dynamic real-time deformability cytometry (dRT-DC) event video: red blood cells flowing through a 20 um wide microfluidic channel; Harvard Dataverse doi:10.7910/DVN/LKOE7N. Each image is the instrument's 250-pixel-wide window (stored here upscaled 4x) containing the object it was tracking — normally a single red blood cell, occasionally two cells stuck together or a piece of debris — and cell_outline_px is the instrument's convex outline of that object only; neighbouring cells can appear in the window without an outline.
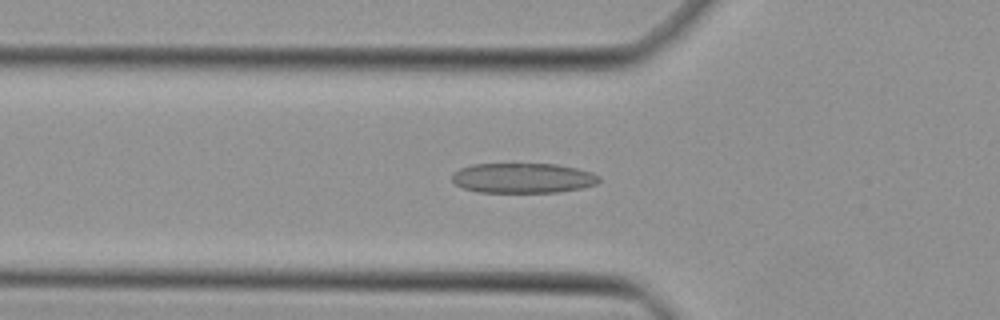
{"species": "Egyptian fruit bat (a non-hibernating species)", "species_latin": "Rousettus aegyptiacus", "temperature_condition": "cold", "stored_images_in_passage": 46, "camera_frame_rate_fps": 3000, "um_per_image_px": 0.085, "animal": {"sex": "female"}, "frame": {"image": 1, "passage_image": 15, "time_ms": 4.667, "image_size_px": [1000, 320], "cell_outline_px": [[600, 180], [596, 184], [580, 188], [556, 192], [476, 192], [464, 188], [456, 184], [452, 180], [452, 172], [460, 168], [472, 164], [556, 164], [576, 168], [592, 172], [600, 176]], "centroid_in_image_um": [44.43, 15.13], "position_along_channel_um": 81.4, "area_um2": 25.72}}
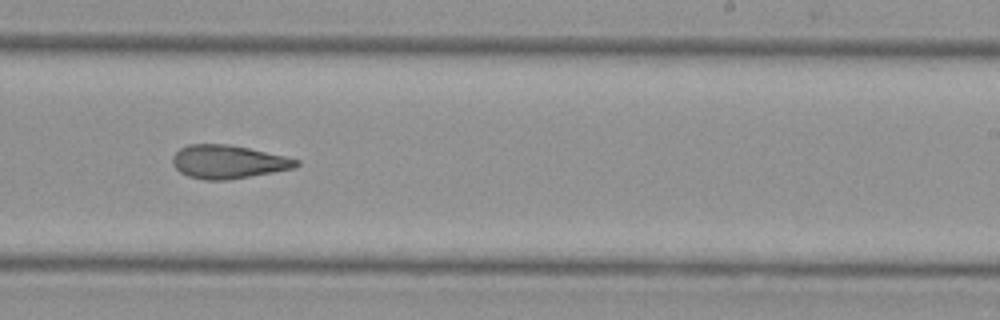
{"frame": {"image": 2, "passage_image": 28, "time_ms": 9.0, "image_size_px": [1000, 320], "cell_outline_px": [[300, 164], [296, 168], [224, 180], [204, 180], [188, 176], [180, 172], [172, 164], [172, 156], [180, 148], [188, 144], [228, 144], [248, 148], [284, 156], [300, 160]], "centroid_in_image_um": [19.37, 13.75], "position_along_channel_um": 269.6, "area_um2": 23.93}}
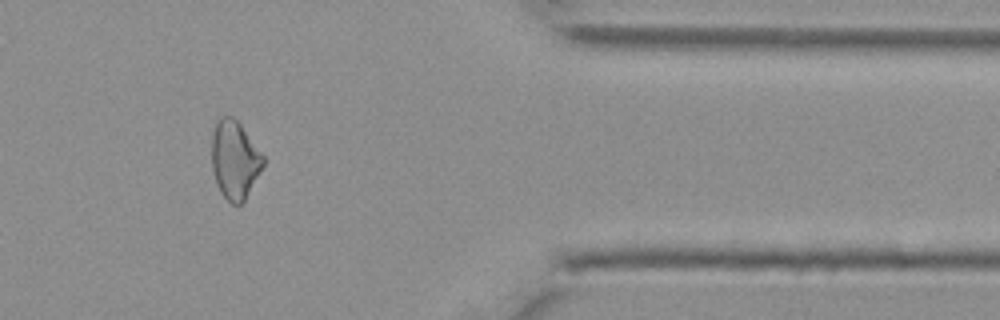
{"frame": {"image": 3, "passage_image": 38, "time_ms": 12.333, "image_size_px": [1000, 320], "cell_outline_px": [[264, 164], [244, 200], [240, 204], [232, 204], [220, 192], [216, 184], [212, 168], [212, 136], [216, 120], [220, 116], [232, 116], [240, 124], [264, 156]], "centroid_in_image_um": [19.93, 13.56], "position_along_channel_um": 391.5, "area_um2": 23.24}}